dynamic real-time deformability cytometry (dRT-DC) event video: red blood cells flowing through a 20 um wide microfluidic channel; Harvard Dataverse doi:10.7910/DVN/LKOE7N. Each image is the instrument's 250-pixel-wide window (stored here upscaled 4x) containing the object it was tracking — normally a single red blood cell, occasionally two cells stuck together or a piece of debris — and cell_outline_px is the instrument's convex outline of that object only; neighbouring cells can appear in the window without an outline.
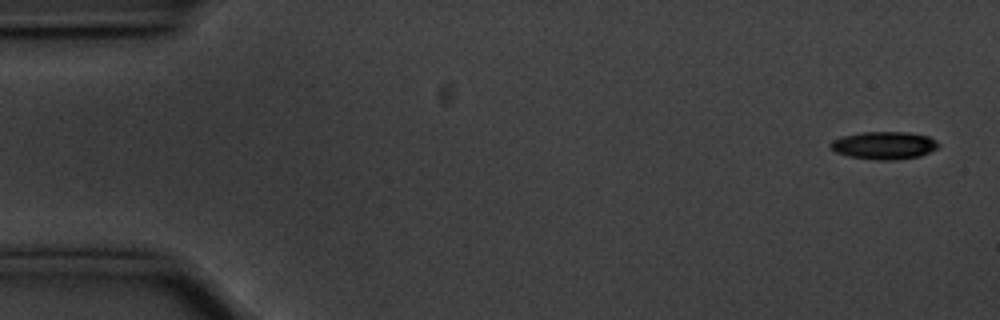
{"species": "common noctule bat (a hibernating species)", "species_latin": "Nyctalus noctula", "temperature_condition": "cold", "stored_images_in_passage": 57, "camera_frame_rate_fps": 3000, "um_per_image_px": 0.085, "animal": {"sex": "male", "body_mass_g": 20.1, "forearm_length_mm": 53.5}, "frame": {"image": 1, "passage_image": 3, "time_ms": 0.667, "image_size_px": [1000, 320], "cell_outline_px": [[940, 144], [936, 148], [920, 156], [892, 160], [880, 160], [848, 156], [836, 152], [828, 144], [832, 140], [844, 136], [860, 132], [908, 132], [928, 136], [936, 140]], "centroid_in_image_um": [75.14, 12.35], "position_along_channel_um": 9.9, "area_um2": 17.28}}
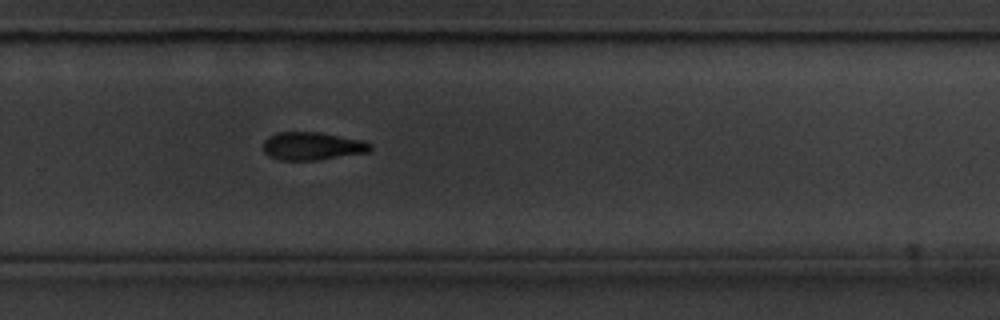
{"frame": {"image": 2, "passage_image": 38, "time_ms": 12.333, "image_size_px": [1000, 320], "cell_outline_px": [[372, 148], [368, 152], [316, 160], [280, 160], [268, 156], [264, 152], [264, 140], [268, 136], [276, 132], [320, 132], [364, 140], [372, 144]], "centroid_in_image_um": [26.54, 12.41], "position_along_channel_um": 303.3, "area_um2": 17.57}}
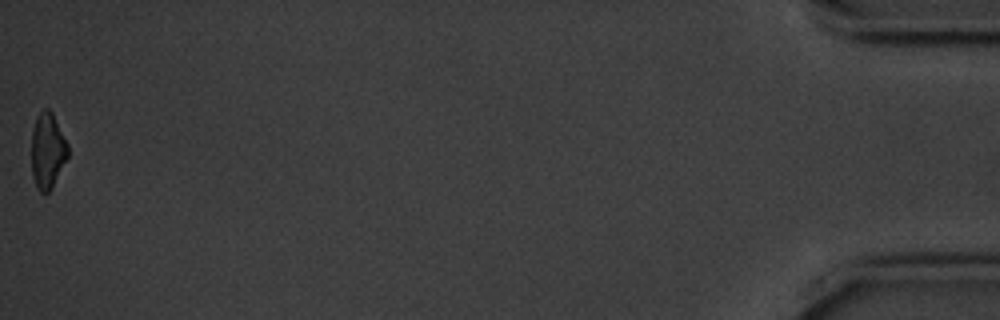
{"frame": {"image": 3, "passage_image": 57, "time_ms": 18.667, "image_size_px": [1000, 320], "cell_outline_px": [[68, 156], [52, 188], [48, 192], [40, 192], [36, 188], [32, 176], [32, 128], [36, 116], [44, 108], [48, 108], [52, 112], [68, 144]], "centroid_in_image_um": [4.03, 12.8], "position_along_channel_um": 431.2, "area_um2": 16.13}, "authors_computed_cell_mechanics": {"area_um2": 17.918, "velocity_mm_per_s": 3.5673, "shape_relaxation_time_tau1_ms": 5.0208, "shape_relaxation_time_tau2_ms": null, "deformation_change_tau1": 0.1447, "deformation_change_tau2": null}}